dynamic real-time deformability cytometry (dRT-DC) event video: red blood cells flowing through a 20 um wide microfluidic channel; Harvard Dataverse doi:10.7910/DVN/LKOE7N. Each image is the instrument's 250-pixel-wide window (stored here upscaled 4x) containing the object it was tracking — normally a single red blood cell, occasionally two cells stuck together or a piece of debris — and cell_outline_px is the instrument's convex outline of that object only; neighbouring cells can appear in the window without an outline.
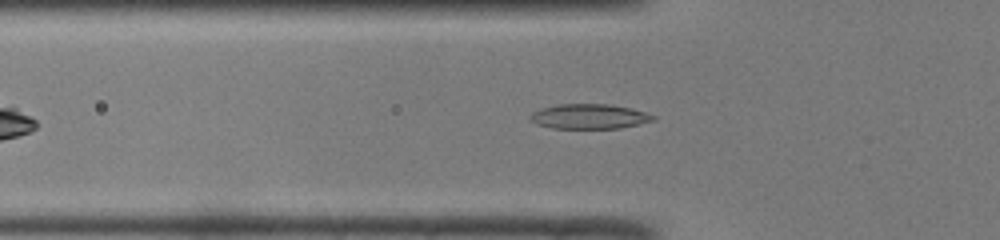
{"species": "common noctule bat (a hibernating species)", "species_latin": "Nyctalus noctula", "temperature_condition": "room temperature", "stored_images_in_passage": 42, "camera_frame_rate_fps": 3000, "um_per_image_px": 0.085, "animal": {"sex": "male", "body_mass_g": 19.0, "forearm_length_mm": 50.8}, "frame": {"image": 1, "passage_image": 9, "time_ms": 2.667, "image_size_px": [1000, 240], "cell_outline_px": [[656, 120], [640, 124], [620, 128], [552, 128], [536, 124], [528, 120], [528, 116], [532, 112], [540, 108], [556, 104], [608, 104], [632, 108], [656, 116]], "centroid_in_image_um": [50.05, 9.89], "position_along_channel_um": 75.7, "area_um2": 18.03}}
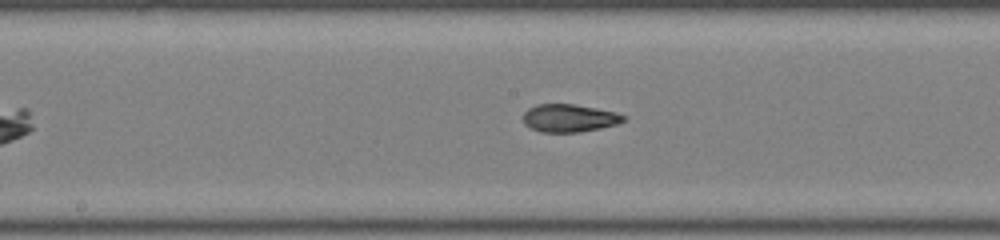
{"frame": {"image": 2, "passage_image": 18, "time_ms": 5.667, "image_size_px": [1000, 240], "cell_outline_px": [[628, 116], [624, 120], [616, 124], [600, 128], [580, 132], [540, 132], [524, 124], [524, 112], [528, 108], [536, 104], [572, 104], [596, 108], [616, 112]], "centroid_in_image_um": [48.39, 10.03], "position_along_channel_um": 199.8, "area_um2": 16.24}}
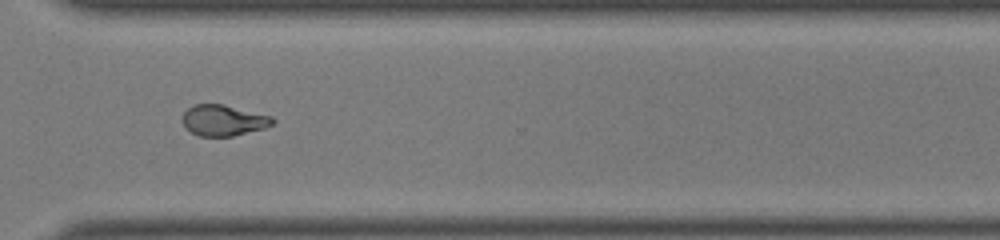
{"frame": {"image": 3, "passage_image": 29, "time_ms": 9.333, "image_size_px": [1000, 240], "cell_outline_px": [[276, 120], [272, 124], [264, 128], [232, 136], [200, 136], [192, 132], [184, 124], [184, 112], [192, 104], [224, 104], [272, 116]], "centroid_in_image_um": [19.02, 10.21], "position_along_channel_um": 351.6, "area_um2": 16.07}, "authors_computed_cell_mechanics": {"area_um2": 16.9354, "velocity_mm_per_s": 4.1308, "shape_relaxation_time_tau1_ms": 6.0073, "shape_relaxation_time_tau2_ms": 2.4698, "deformation_change_tau1": 0.209, "deformation_change_tau2": 0.0773}}